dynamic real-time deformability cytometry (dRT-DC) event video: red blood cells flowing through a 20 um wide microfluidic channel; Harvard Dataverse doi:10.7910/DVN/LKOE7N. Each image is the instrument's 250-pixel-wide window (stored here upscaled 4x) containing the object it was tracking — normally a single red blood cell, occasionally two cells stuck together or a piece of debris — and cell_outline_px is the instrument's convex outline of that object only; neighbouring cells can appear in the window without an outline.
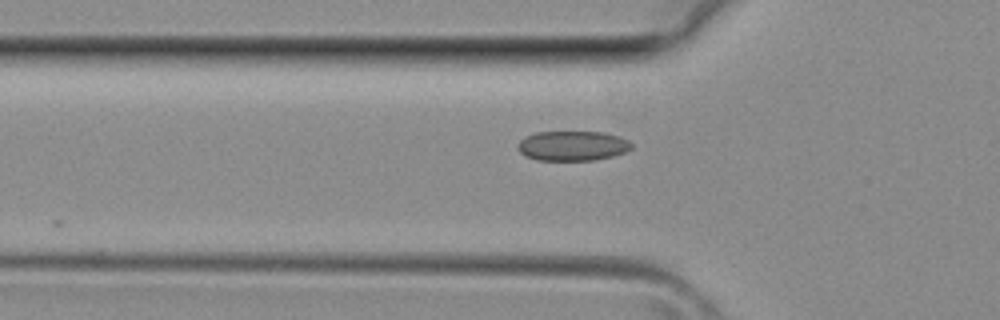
{"species": "common noctule bat (a hibernating species)", "species_latin": "Nyctalus noctula", "temperature_condition": "room temperature", "stored_images_in_passage": 21, "camera_frame_rate_fps": 3000, "um_per_image_px": 0.085, "animal": {"sex": "female", "body_mass_g": 29.2, "forearm_length_mm": 56.3}, "frame": {"image": 1, "passage_image": 3, "time_ms": 0.667, "image_size_px": [1000, 320], "cell_outline_px": [[632, 148], [624, 152], [612, 156], [592, 160], [536, 160], [524, 156], [516, 148], [520, 140], [536, 132], [604, 132], [620, 136], [628, 140], [632, 144]], "centroid_in_image_um": [48.65, 12.39], "position_along_channel_um": 77.1, "area_um2": 19.77}}
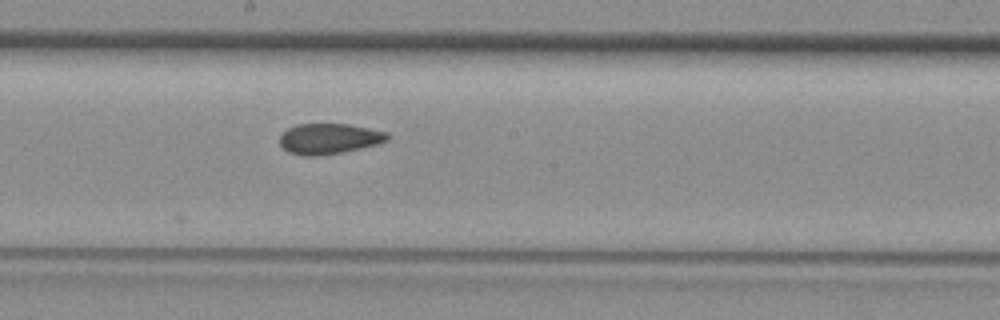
{"frame": {"image": 2, "passage_image": 11, "time_ms": 3.333, "image_size_px": [1000, 320], "cell_outline_px": [[388, 140], [376, 144], [360, 148], [320, 156], [304, 156], [288, 152], [280, 144], [280, 136], [288, 128], [300, 124], [348, 124], [388, 132]], "centroid_in_image_um": [27.96, 11.79], "position_along_channel_um": 220.2, "area_um2": 18.96}}
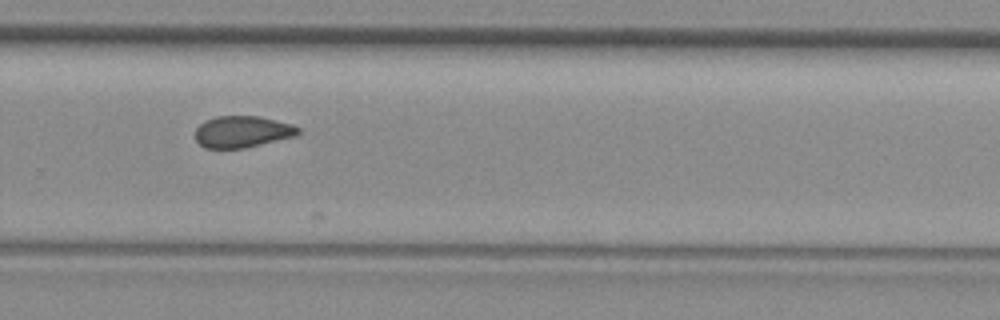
{"frame": {"image": 3, "passage_image": 16, "time_ms": 5.0, "image_size_px": [1000, 320], "cell_outline_px": [[300, 132], [292, 136], [244, 148], [204, 148], [196, 140], [196, 128], [200, 124], [216, 116], [256, 116], [276, 120], [292, 124], [300, 128]], "centroid_in_image_um": [20.57, 11.19], "position_along_channel_um": 309.2, "area_um2": 18.61}}